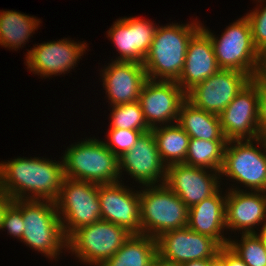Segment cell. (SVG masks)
<instances>
[{"label":"cell","mask_w":266,"mask_h":266,"mask_svg":"<svg viewBox=\"0 0 266 266\" xmlns=\"http://www.w3.org/2000/svg\"><path fill=\"white\" fill-rule=\"evenodd\" d=\"M11 200L12 199L4 191L0 189V224L4 209Z\"/></svg>","instance_id":"37"},{"label":"cell","mask_w":266,"mask_h":266,"mask_svg":"<svg viewBox=\"0 0 266 266\" xmlns=\"http://www.w3.org/2000/svg\"><path fill=\"white\" fill-rule=\"evenodd\" d=\"M62 158L64 176L68 179L96 184H110L120 180L119 158L97 138L75 142L67 147Z\"/></svg>","instance_id":"3"},{"label":"cell","mask_w":266,"mask_h":266,"mask_svg":"<svg viewBox=\"0 0 266 266\" xmlns=\"http://www.w3.org/2000/svg\"><path fill=\"white\" fill-rule=\"evenodd\" d=\"M158 26L140 17L117 19L107 31L120 56L112 61L138 62L143 64Z\"/></svg>","instance_id":"18"},{"label":"cell","mask_w":266,"mask_h":266,"mask_svg":"<svg viewBox=\"0 0 266 266\" xmlns=\"http://www.w3.org/2000/svg\"><path fill=\"white\" fill-rule=\"evenodd\" d=\"M245 191V192H244ZM225 224L240 234L259 233L257 225H266V192L228 188L225 202Z\"/></svg>","instance_id":"19"},{"label":"cell","mask_w":266,"mask_h":266,"mask_svg":"<svg viewBox=\"0 0 266 266\" xmlns=\"http://www.w3.org/2000/svg\"><path fill=\"white\" fill-rule=\"evenodd\" d=\"M257 1V0H256ZM265 0H258V2H264ZM255 8L250 13L246 14L251 27V34L256 49L260 52L266 47V5L265 7Z\"/></svg>","instance_id":"32"},{"label":"cell","mask_w":266,"mask_h":266,"mask_svg":"<svg viewBox=\"0 0 266 266\" xmlns=\"http://www.w3.org/2000/svg\"><path fill=\"white\" fill-rule=\"evenodd\" d=\"M265 239L266 241V225L262 228V231L259 232Z\"/></svg>","instance_id":"40"},{"label":"cell","mask_w":266,"mask_h":266,"mask_svg":"<svg viewBox=\"0 0 266 266\" xmlns=\"http://www.w3.org/2000/svg\"><path fill=\"white\" fill-rule=\"evenodd\" d=\"M64 178L63 161L18 157L0 162V189L12 200L55 202Z\"/></svg>","instance_id":"1"},{"label":"cell","mask_w":266,"mask_h":266,"mask_svg":"<svg viewBox=\"0 0 266 266\" xmlns=\"http://www.w3.org/2000/svg\"><path fill=\"white\" fill-rule=\"evenodd\" d=\"M151 131L166 166L185 162L190 137L177 123L157 126Z\"/></svg>","instance_id":"26"},{"label":"cell","mask_w":266,"mask_h":266,"mask_svg":"<svg viewBox=\"0 0 266 266\" xmlns=\"http://www.w3.org/2000/svg\"><path fill=\"white\" fill-rule=\"evenodd\" d=\"M140 188L141 234L158 238L188 225L189 208L165 184Z\"/></svg>","instance_id":"5"},{"label":"cell","mask_w":266,"mask_h":266,"mask_svg":"<svg viewBox=\"0 0 266 266\" xmlns=\"http://www.w3.org/2000/svg\"><path fill=\"white\" fill-rule=\"evenodd\" d=\"M157 255L156 238L132 234L123 246L100 266H151Z\"/></svg>","instance_id":"24"},{"label":"cell","mask_w":266,"mask_h":266,"mask_svg":"<svg viewBox=\"0 0 266 266\" xmlns=\"http://www.w3.org/2000/svg\"><path fill=\"white\" fill-rule=\"evenodd\" d=\"M157 240V253L162 259L178 264L215 257L221 245L213 238L192 231L188 226L166 231Z\"/></svg>","instance_id":"13"},{"label":"cell","mask_w":266,"mask_h":266,"mask_svg":"<svg viewBox=\"0 0 266 266\" xmlns=\"http://www.w3.org/2000/svg\"><path fill=\"white\" fill-rule=\"evenodd\" d=\"M226 143L190 138L184 164L220 172Z\"/></svg>","instance_id":"27"},{"label":"cell","mask_w":266,"mask_h":266,"mask_svg":"<svg viewBox=\"0 0 266 266\" xmlns=\"http://www.w3.org/2000/svg\"><path fill=\"white\" fill-rule=\"evenodd\" d=\"M55 204L66 238L101 219L96 183L65 177Z\"/></svg>","instance_id":"9"},{"label":"cell","mask_w":266,"mask_h":266,"mask_svg":"<svg viewBox=\"0 0 266 266\" xmlns=\"http://www.w3.org/2000/svg\"><path fill=\"white\" fill-rule=\"evenodd\" d=\"M201 29L212 41L220 69L237 70L254 78L258 68L259 51L254 45L250 23L246 16L229 25L219 38L203 24Z\"/></svg>","instance_id":"6"},{"label":"cell","mask_w":266,"mask_h":266,"mask_svg":"<svg viewBox=\"0 0 266 266\" xmlns=\"http://www.w3.org/2000/svg\"><path fill=\"white\" fill-rule=\"evenodd\" d=\"M180 266H210V260L207 259L194 260L184 264H180Z\"/></svg>","instance_id":"39"},{"label":"cell","mask_w":266,"mask_h":266,"mask_svg":"<svg viewBox=\"0 0 266 266\" xmlns=\"http://www.w3.org/2000/svg\"><path fill=\"white\" fill-rule=\"evenodd\" d=\"M24 232L21 242L50 260L67 248V238L56 209L49 200H22ZM58 256V257H57Z\"/></svg>","instance_id":"4"},{"label":"cell","mask_w":266,"mask_h":266,"mask_svg":"<svg viewBox=\"0 0 266 266\" xmlns=\"http://www.w3.org/2000/svg\"><path fill=\"white\" fill-rule=\"evenodd\" d=\"M100 72L111 106L138 101L148 79L144 65L138 62L112 61Z\"/></svg>","instance_id":"20"},{"label":"cell","mask_w":266,"mask_h":266,"mask_svg":"<svg viewBox=\"0 0 266 266\" xmlns=\"http://www.w3.org/2000/svg\"><path fill=\"white\" fill-rule=\"evenodd\" d=\"M111 107L110 128L138 130L143 133L151 131L138 101Z\"/></svg>","instance_id":"29"},{"label":"cell","mask_w":266,"mask_h":266,"mask_svg":"<svg viewBox=\"0 0 266 266\" xmlns=\"http://www.w3.org/2000/svg\"><path fill=\"white\" fill-rule=\"evenodd\" d=\"M185 100L186 93L176 81L147 79L138 102L147 125L152 129L176 123L180 106Z\"/></svg>","instance_id":"12"},{"label":"cell","mask_w":266,"mask_h":266,"mask_svg":"<svg viewBox=\"0 0 266 266\" xmlns=\"http://www.w3.org/2000/svg\"><path fill=\"white\" fill-rule=\"evenodd\" d=\"M225 262L227 266H247L228 245L225 246Z\"/></svg>","instance_id":"34"},{"label":"cell","mask_w":266,"mask_h":266,"mask_svg":"<svg viewBox=\"0 0 266 266\" xmlns=\"http://www.w3.org/2000/svg\"><path fill=\"white\" fill-rule=\"evenodd\" d=\"M252 80L237 70L220 69L186 93V100L198 109L219 115Z\"/></svg>","instance_id":"10"},{"label":"cell","mask_w":266,"mask_h":266,"mask_svg":"<svg viewBox=\"0 0 266 266\" xmlns=\"http://www.w3.org/2000/svg\"><path fill=\"white\" fill-rule=\"evenodd\" d=\"M122 169L142 186L165 183L166 165L160 158L152 131L143 133L131 150L119 158L120 179Z\"/></svg>","instance_id":"16"},{"label":"cell","mask_w":266,"mask_h":266,"mask_svg":"<svg viewBox=\"0 0 266 266\" xmlns=\"http://www.w3.org/2000/svg\"><path fill=\"white\" fill-rule=\"evenodd\" d=\"M108 130V139L103 142L118 158L131 150L139 137L143 134L142 131L130 129L109 128Z\"/></svg>","instance_id":"30"},{"label":"cell","mask_w":266,"mask_h":266,"mask_svg":"<svg viewBox=\"0 0 266 266\" xmlns=\"http://www.w3.org/2000/svg\"><path fill=\"white\" fill-rule=\"evenodd\" d=\"M259 96L256 78L234 97L219 114L221 129L227 141L255 140L258 129Z\"/></svg>","instance_id":"11"},{"label":"cell","mask_w":266,"mask_h":266,"mask_svg":"<svg viewBox=\"0 0 266 266\" xmlns=\"http://www.w3.org/2000/svg\"><path fill=\"white\" fill-rule=\"evenodd\" d=\"M41 21L36 17L21 12L7 10L0 11V45L15 49L21 48L28 42V38L38 29ZM27 41V42H26Z\"/></svg>","instance_id":"25"},{"label":"cell","mask_w":266,"mask_h":266,"mask_svg":"<svg viewBox=\"0 0 266 266\" xmlns=\"http://www.w3.org/2000/svg\"><path fill=\"white\" fill-rule=\"evenodd\" d=\"M176 123L190 138L227 141L221 129L219 115L198 109L187 100L180 106Z\"/></svg>","instance_id":"23"},{"label":"cell","mask_w":266,"mask_h":266,"mask_svg":"<svg viewBox=\"0 0 266 266\" xmlns=\"http://www.w3.org/2000/svg\"><path fill=\"white\" fill-rule=\"evenodd\" d=\"M228 246L247 266H266V241L260 233L242 234L241 240H229Z\"/></svg>","instance_id":"28"},{"label":"cell","mask_w":266,"mask_h":266,"mask_svg":"<svg viewBox=\"0 0 266 266\" xmlns=\"http://www.w3.org/2000/svg\"><path fill=\"white\" fill-rule=\"evenodd\" d=\"M35 46L26 53L25 65L34 74L45 78L65 74L75 68L87 50V44L84 41L77 43L67 38Z\"/></svg>","instance_id":"15"},{"label":"cell","mask_w":266,"mask_h":266,"mask_svg":"<svg viewBox=\"0 0 266 266\" xmlns=\"http://www.w3.org/2000/svg\"><path fill=\"white\" fill-rule=\"evenodd\" d=\"M259 96L258 129L259 137L266 140V82L256 79Z\"/></svg>","instance_id":"33"},{"label":"cell","mask_w":266,"mask_h":266,"mask_svg":"<svg viewBox=\"0 0 266 266\" xmlns=\"http://www.w3.org/2000/svg\"><path fill=\"white\" fill-rule=\"evenodd\" d=\"M22 200H11L4 209L0 230L6 229L9 235L22 239L24 232Z\"/></svg>","instance_id":"31"},{"label":"cell","mask_w":266,"mask_h":266,"mask_svg":"<svg viewBox=\"0 0 266 266\" xmlns=\"http://www.w3.org/2000/svg\"><path fill=\"white\" fill-rule=\"evenodd\" d=\"M128 188L120 181L98 184L101 219L141 234L139 191Z\"/></svg>","instance_id":"17"},{"label":"cell","mask_w":266,"mask_h":266,"mask_svg":"<svg viewBox=\"0 0 266 266\" xmlns=\"http://www.w3.org/2000/svg\"><path fill=\"white\" fill-rule=\"evenodd\" d=\"M151 266H180V264L166 261L157 255L153 260Z\"/></svg>","instance_id":"38"},{"label":"cell","mask_w":266,"mask_h":266,"mask_svg":"<svg viewBox=\"0 0 266 266\" xmlns=\"http://www.w3.org/2000/svg\"><path fill=\"white\" fill-rule=\"evenodd\" d=\"M221 188L211 197L202 200L188 209V227L199 234L215 239L226 246L230 238L224 237L226 193ZM223 234V235H222Z\"/></svg>","instance_id":"22"},{"label":"cell","mask_w":266,"mask_h":266,"mask_svg":"<svg viewBox=\"0 0 266 266\" xmlns=\"http://www.w3.org/2000/svg\"><path fill=\"white\" fill-rule=\"evenodd\" d=\"M254 78L266 82V47L259 52L258 68Z\"/></svg>","instance_id":"35"},{"label":"cell","mask_w":266,"mask_h":266,"mask_svg":"<svg viewBox=\"0 0 266 266\" xmlns=\"http://www.w3.org/2000/svg\"><path fill=\"white\" fill-rule=\"evenodd\" d=\"M132 236L126 228L100 219L74 231L67 248L80 262L100 266L110 259Z\"/></svg>","instance_id":"7"},{"label":"cell","mask_w":266,"mask_h":266,"mask_svg":"<svg viewBox=\"0 0 266 266\" xmlns=\"http://www.w3.org/2000/svg\"><path fill=\"white\" fill-rule=\"evenodd\" d=\"M221 177L217 171L177 163L166 166L164 184L190 208L214 195Z\"/></svg>","instance_id":"14"},{"label":"cell","mask_w":266,"mask_h":266,"mask_svg":"<svg viewBox=\"0 0 266 266\" xmlns=\"http://www.w3.org/2000/svg\"><path fill=\"white\" fill-rule=\"evenodd\" d=\"M210 266H227L225 262V246H222L219 253L210 259Z\"/></svg>","instance_id":"36"},{"label":"cell","mask_w":266,"mask_h":266,"mask_svg":"<svg viewBox=\"0 0 266 266\" xmlns=\"http://www.w3.org/2000/svg\"><path fill=\"white\" fill-rule=\"evenodd\" d=\"M221 175L233 179V182L236 180L250 191L266 192V140L227 141Z\"/></svg>","instance_id":"8"},{"label":"cell","mask_w":266,"mask_h":266,"mask_svg":"<svg viewBox=\"0 0 266 266\" xmlns=\"http://www.w3.org/2000/svg\"><path fill=\"white\" fill-rule=\"evenodd\" d=\"M200 29L198 21L158 26L143 62L147 78L177 81L183 71L189 41Z\"/></svg>","instance_id":"2"},{"label":"cell","mask_w":266,"mask_h":266,"mask_svg":"<svg viewBox=\"0 0 266 266\" xmlns=\"http://www.w3.org/2000/svg\"><path fill=\"white\" fill-rule=\"evenodd\" d=\"M219 70L212 41L200 29L189 41L183 71L176 83L187 93Z\"/></svg>","instance_id":"21"}]
</instances>
